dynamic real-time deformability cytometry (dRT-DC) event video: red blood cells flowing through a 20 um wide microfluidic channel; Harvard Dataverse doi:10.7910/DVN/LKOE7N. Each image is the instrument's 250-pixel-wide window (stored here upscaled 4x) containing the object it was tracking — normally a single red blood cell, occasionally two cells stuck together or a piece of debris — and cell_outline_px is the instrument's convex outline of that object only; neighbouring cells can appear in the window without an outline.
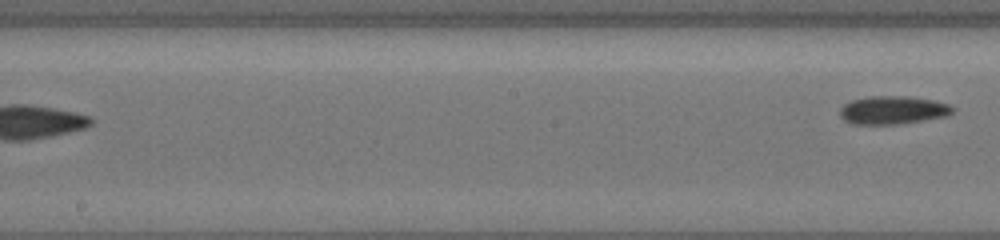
{"species": "common noctule bat (a hibernating species)", "species_latin": "Nyctalus noctula", "temperature_condition": "cold", "stored_images_in_passage": 15, "segment_of_instrument_passage": [2, 2], "camera_frame_rate_fps": 3000, "um_per_image_px": 0.085, "animal": {"sex": "female", "body_mass_g": 19.5, "forearm_length_mm": 54.1}, "frame": {"image": 1, "passage_image": 15, "time_ms": 4.667, "image_size_px": [1000, 240], "cell_outline_px": [[952, 112], [948, 116], [924, 120], [896, 124], [852, 124], [844, 120], [840, 116], [840, 108], [844, 104], [852, 100], [868, 96], [908, 96], [932, 100], [948, 104], [952, 108]], "centroid_in_image_um": [75.85, 9.36], "position_along_channel_um": 172.3, "area_um2": 18.44}}